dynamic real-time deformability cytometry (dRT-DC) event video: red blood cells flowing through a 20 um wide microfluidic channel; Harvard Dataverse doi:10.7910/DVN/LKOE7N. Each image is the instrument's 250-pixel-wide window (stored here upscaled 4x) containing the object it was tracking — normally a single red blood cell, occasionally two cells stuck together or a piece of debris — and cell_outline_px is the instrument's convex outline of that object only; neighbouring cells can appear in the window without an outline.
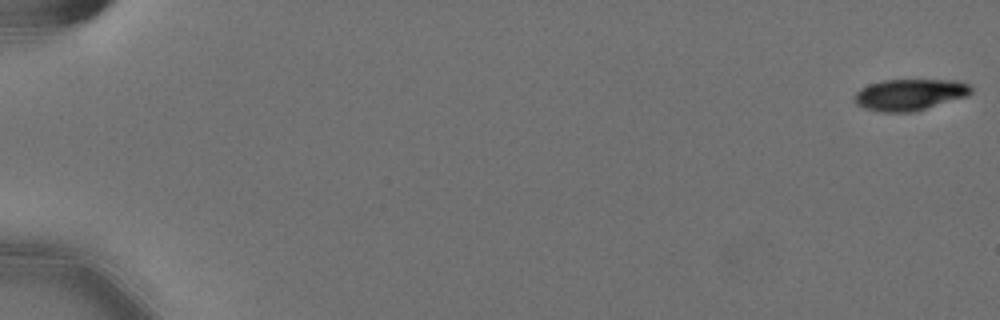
{"species": "Egyptian fruit bat (a non-hibernating species)", "species_latin": "Rousettus aegyptiacus", "temperature_condition": "cold", "stored_images_in_passage": 58, "camera_frame_rate_fps": 3000, "um_per_image_px": 0.085, "animal": {"sex": "female"}, "frame": {"image": 1, "passage_image": 1, "time_ms": 0.0, "image_size_px": [1000, 320], "cell_outline_px": [[972, 92], [968, 96], [912, 112], [880, 112], [864, 108], [856, 104], [852, 96], [860, 88], [884, 80], [956, 80], [968, 84], [972, 88]], "centroid_in_image_um": [77.31, 8.05], "position_along_channel_um": 7.7, "area_um2": 21.33}}
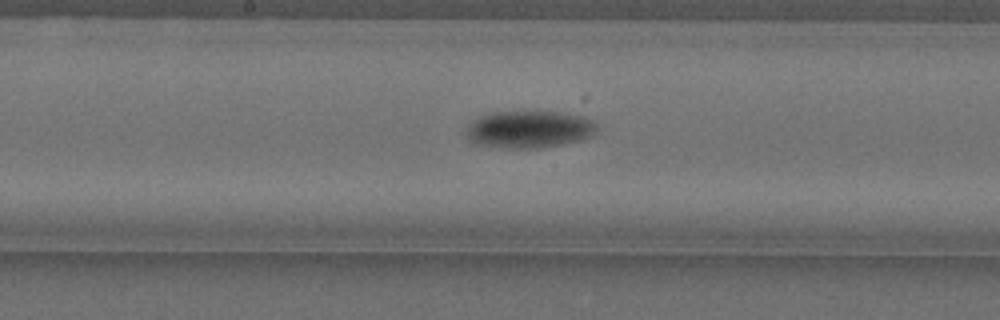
{"frame": {"image": 2, "passage_image": 32, "time_ms": 10.333, "image_size_px": [1000, 320], "cell_outline_px": [[596, 128], [592, 136], [560, 144], [540, 148], [504, 148], [472, 144], [468, 140], [468, 124], [472, 120], [488, 112], [524, 108], [560, 112], [580, 116], [592, 120], [596, 124]], "centroid_in_image_um": [44.9, 10.94], "position_along_channel_um": 203.3, "area_um2": 29.25}}
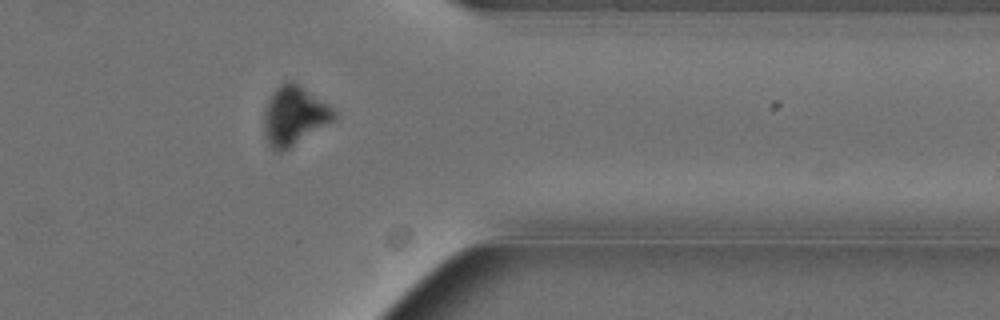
{"frame": {"image": 3, "passage_image": 48, "time_ms": 15.667, "image_size_px": [1000, 320], "cell_outline_px": [[336, 116], [332, 120], [284, 152], [280, 152], [272, 148], [268, 144], [264, 132], [264, 112], [268, 100], [272, 92], [280, 84], [292, 80], [300, 84], [328, 104], [336, 112]], "centroid_in_image_um": [24.97, 9.82], "position_along_channel_um": 386.4, "area_um2": 23.81}, "authors_computed_cell_mechanics": {"area_um2": 24.9696, "velocity_mm_per_s": 3.582, "shape_relaxation_time_tau1_ms": 2.4549, "shape_relaxation_time_tau2_ms": null, "deformation_change_tau1": 0.0938, "deformation_change_tau2": null}}